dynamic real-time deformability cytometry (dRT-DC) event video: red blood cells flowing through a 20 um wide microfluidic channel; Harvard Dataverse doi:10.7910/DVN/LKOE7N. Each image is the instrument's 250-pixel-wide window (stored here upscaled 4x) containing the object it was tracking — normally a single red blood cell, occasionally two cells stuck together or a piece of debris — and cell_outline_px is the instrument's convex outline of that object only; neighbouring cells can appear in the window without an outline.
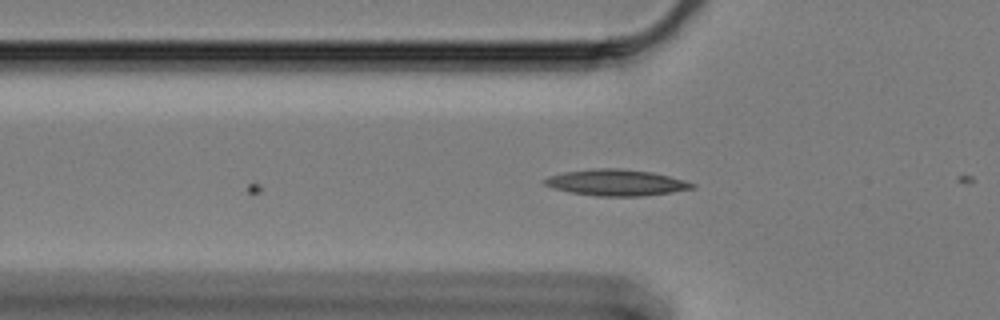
{"species": "Egyptian fruit bat (a non-hibernating species)", "species_latin": "Rousettus aegyptiacus", "temperature_condition": "cold", "stored_images_in_passage": 3, "camera_frame_rate_fps": 3000, "um_per_image_px": 0.085, "animal": {"sex": "female"}, "frame": {"image": 1, "passage_image": 3, "time_ms": 0.667, "image_size_px": [1000, 320], "cell_outline_px": [[696, 188], [672, 192], [644, 196], [596, 196], [568, 192], [552, 188], [544, 184], [540, 180], [548, 176], [564, 172], [600, 168], [616, 168], [652, 172], [684, 180], [696, 184]], "centroid_in_image_um": [52.35, 15.53], "position_along_channel_um": 73.4, "area_um2": 22.66}}